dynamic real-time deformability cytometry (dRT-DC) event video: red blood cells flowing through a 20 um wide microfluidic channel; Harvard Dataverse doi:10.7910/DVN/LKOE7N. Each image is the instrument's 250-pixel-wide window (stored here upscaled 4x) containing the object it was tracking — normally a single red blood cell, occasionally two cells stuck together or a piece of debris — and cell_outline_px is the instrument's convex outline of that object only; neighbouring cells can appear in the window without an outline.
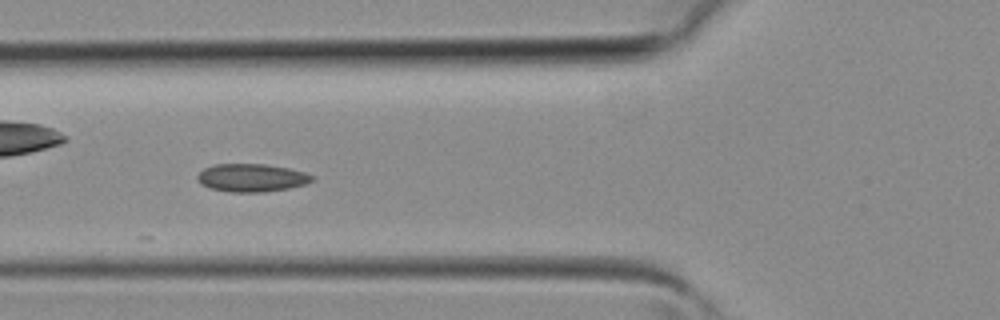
{"species": "common noctule bat (a hibernating species)", "species_latin": "Nyctalus noctula", "temperature_condition": "room temperature", "stored_images_in_passage": 9, "camera_frame_rate_fps": 3000, "um_per_image_px": 0.085, "animal": {"sex": "female", "body_mass_g": 19.3, "forearm_length_mm": 54.1}, "frame": {"image": 1, "passage_image": 3, "time_ms": 0.667, "image_size_px": [1000, 320], "cell_outline_px": [[316, 180], [304, 184], [288, 188], [264, 192], [228, 192], [208, 188], [200, 184], [196, 180], [196, 176], [204, 168], [216, 164], [264, 164], [288, 168], [304, 172], [316, 176]], "centroid_in_image_um": [21.37, 15.11], "position_along_channel_um": 104.4, "area_um2": 18.9}}
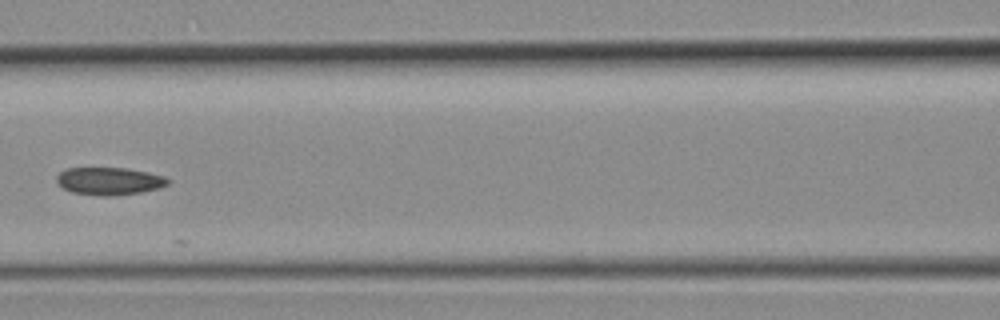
{"frame": {"image": 2, "passage_image": 6, "time_ms": 1.667, "image_size_px": [1000, 320], "cell_outline_px": [[172, 180], [168, 184], [160, 188], [140, 192], [112, 196], [100, 196], [72, 192], [64, 188], [56, 180], [56, 176], [60, 172], [68, 168], [124, 168], [148, 172], [164, 176]], "centroid_in_image_um": [9.32, 15.39], "position_along_channel_um": 157.3, "area_um2": 17.86}}
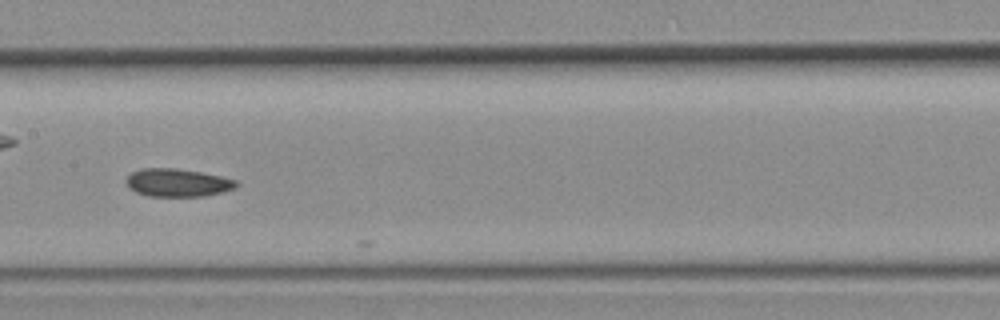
{"frame": {"image": 3, "passage_image": 8, "time_ms": 2.333, "image_size_px": [1000, 320], "cell_outline_px": [[236, 188], [224, 192], [204, 196], [148, 196], [136, 192], [128, 188], [124, 180], [132, 172], [144, 168], [176, 168], [200, 172], [220, 176], [236, 180]], "centroid_in_image_um": [15.06, 15.53], "position_along_channel_um": 192.3, "area_um2": 17.98}}